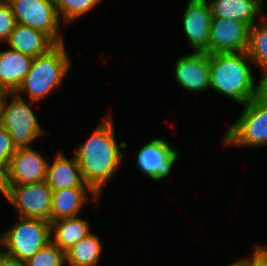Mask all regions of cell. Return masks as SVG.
Returning a JSON list of instances; mask_svg holds the SVG:
<instances>
[{
  "label": "cell",
  "mask_w": 267,
  "mask_h": 266,
  "mask_svg": "<svg viewBox=\"0 0 267 266\" xmlns=\"http://www.w3.org/2000/svg\"><path fill=\"white\" fill-rule=\"evenodd\" d=\"M17 147L13 144L8 131L0 125V173L3 174L9 165Z\"/></svg>",
  "instance_id": "25"
},
{
  "label": "cell",
  "mask_w": 267,
  "mask_h": 266,
  "mask_svg": "<svg viewBox=\"0 0 267 266\" xmlns=\"http://www.w3.org/2000/svg\"><path fill=\"white\" fill-rule=\"evenodd\" d=\"M250 29L251 27L242 21L212 18L209 54L247 51Z\"/></svg>",
  "instance_id": "13"
},
{
  "label": "cell",
  "mask_w": 267,
  "mask_h": 266,
  "mask_svg": "<svg viewBox=\"0 0 267 266\" xmlns=\"http://www.w3.org/2000/svg\"><path fill=\"white\" fill-rule=\"evenodd\" d=\"M103 250L101 238L92 231L65 253L66 266H99Z\"/></svg>",
  "instance_id": "20"
},
{
  "label": "cell",
  "mask_w": 267,
  "mask_h": 266,
  "mask_svg": "<svg viewBox=\"0 0 267 266\" xmlns=\"http://www.w3.org/2000/svg\"><path fill=\"white\" fill-rule=\"evenodd\" d=\"M212 11L207 0H187L182 29L192 52L209 54Z\"/></svg>",
  "instance_id": "11"
},
{
  "label": "cell",
  "mask_w": 267,
  "mask_h": 266,
  "mask_svg": "<svg viewBox=\"0 0 267 266\" xmlns=\"http://www.w3.org/2000/svg\"><path fill=\"white\" fill-rule=\"evenodd\" d=\"M212 18H226L242 21L252 27L267 15L265 0H207ZM266 3V4H265Z\"/></svg>",
  "instance_id": "15"
},
{
  "label": "cell",
  "mask_w": 267,
  "mask_h": 266,
  "mask_svg": "<svg viewBox=\"0 0 267 266\" xmlns=\"http://www.w3.org/2000/svg\"><path fill=\"white\" fill-rule=\"evenodd\" d=\"M254 68L247 51L209 54L210 90L245 105L253 98Z\"/></svg>",
  "instance_id": "2"
},
{
  "label": "cell",
  "mask_w": 267,
  "mask_h": 266,
  "mask_svg": "<svg viewBox=\"0 0 267 266\" xmlns=\"http://www.w3.org/2000/svg\"><path fill=\"white\" fill-rule=\"evenodd\" d=\"M38 104L19 96L16 92L7 93L0 125L8 131L17 148L33 147L32 144L43 138L46 133L32 108Z\"/></svg>",
  "instance_id": "5"
},
{
  "label": "cell",
  "mask_w": 267,
  "mask_h": 266,
  "mask_svg": "<svg viewBox=\"0 0 267 266\" xmlns=\"http://www.w3.org/2000/svg\"><path fill=\"white\" fill-rule=\"evenodd\" d=\"M239 259L244 266H267V244H254L251 256L245 254Z\"/></svg>",
  "instance_id": "26"
},
{
  "label": "cell",
  "mask_w": 267,
  "mask_h": 266,
  "mask_svg": "<svg viewBox=\"0 0 267 266\" xmlns=\"http://www.w3.org/2000/svg\"><path fill=\"white\" fill-rule=\"evenodd\" d=\"M257 69L261 74L260 78L254 79V93L252 100L267 102V67H257L254 70Z\"/></svg>",
  "instance_id": "27"
},
{
  "label": "cell",
  "mask_w": 267,
  "mask_h": 266,
  "mask_svg": "<svg viewBox=\"0 0 267 266\" xmlns=\"http://www.w3.org/2000/svg\"><path fill=\"white\" fill-rule=\"evenodd\" d=\"M7 93L5 89L0 84V97H7Z\"/></svg>",
  "instance_id": "32"
},
{
  "label": "cell",
  "mask_w": 267,
  "mask_h": 266,
  "mask_svg": "<svg viewBox=\"0 0 267 266\" xmlns=\"http://www.w3.org/2000/svg\"><path fill=\"white\" fill-rule=\"evenodd\" d=\"M0 266H26V263L4 253L0 257Z\"/></svg>",
  "instance_id": "28"
},
{
  "label": "cell",
  "mask_w": 267,
  "mask_h": 266,
  "mask_svg": "<svg viewBox=\"0 0 267 266\" xmlns=\"http://www.w3.org/2000/svg\"><path fill=\"white\" fill-rule=\"evenodd\" d=\"M0 193L22 218L51 222L52 193L46 181L24 185H0Z\"/></svg>",
  "instance_id": "7"
},
{
  "label": "cell",
  "mask_w": 267,
  "mask_h": 266,
  "mask_svg": "<svg viewBox=\"0 0 267 266\" xmlns=\"http://www.w3.org/2000/svg\"><path fill=\"white\" fill-rule=\"evenodd\" d=\"M5 253L4 249V235L3 232L0 233V257Z\"/></svg>",
  "instance_id": "30"
},
{
  "label": "cell",
  "mask_w": 267,
  "mask_h": 266,
  "mask_svg": "<svg viewBox=\"0 0 267 266\" xmlns=\"http://www.w3.org/2000/svg\"><path fill=\"white\" fill-rule=\"evenodd\" d=\"M227 266H244L242 261L238 258L234 260L232 263L228 264Z\"/></svg>",
  "instance_id": "31"
},
{
  "label": "cell",
  "mask_w": 267,
  "mask_h": 266,
  "mask_svg": "<svg viewBox=\"0 0 267 266\" xmlns=\"http://www.w3.org/2000/svg\"><path fill=\"white\" fill-rule=\"evenodd\" d=\"M247 53L255 68L267 67V15L251 27Z\"/></svg>",
  "instance_id": "21"
},
{
  "label": "cell",
  "mask_w": 267,
  "mask_h": 266,
  "mask_svg": "<svg viewBox=\"0 0 267 266\" xmlns=\"http://www.w3.org/2000/svg\"><path fill=\"white\" fill-rule=\"evenodd\" d=\"M3 231L5 254L26 262L51 241V222L22 218Z\"/></svg>",
  "instance_id": "6"
},
{
  "label": "cell",
  "mask_w": 267,
  "mask_h": 266,
  "mask_svg": "<svg viewBox=\"0 0 267 266\" xmlns=\"http://www.w3.org/2000/svg\"><path fill=\"white\" fill-rule=\"evenodd\" d=\"M109 111L88 138L73 148L84 182L100 197H103L105 186L122 168L126 156L123 150L127 148L125 141H117L114 115L112 110Z\"/></svg>",
  "instance_id": "1"
},
{
  "label": "cell",
  "mask_w": 267,
  "mask_h": 266,
  "mask_svg": "<svg viewBox=\"0 0 267 266\" xmlns=\"http://www.w3.org/2000/svg\"><path fill=\"white\" fill-rule=\"evenodd\" d=\"M48 161L34 147H20L12 156L0 185H24L46 181Z\"/></svg>",
  "instance_id": "10"
},
{
  "label": "cell",
  "mask_w": 267,
  "mask_h": 266,
  "mask_svg": "<svg viewBox=\"0 0 267 266\" xmlns=\"http://www.w3.org/2000/svg\"><path fill=\"white\" fill-rule=\"evenodd\" d=\"M66 43L55 44L46 53L33 59L31 68L16 93L28 100L42 103L65 83L71 72L72 61Z\"/></svg>",
  "instance_id": "3"
},
{
  "label": "cell",
  "mask_w": 267,
  "mask_h": 266,
  "mask_svg": "<svg viewBox=\"0 0 267 266\" xmlns=\"http://www.w3.org/2000/svg\"><path fill=\"white\" fill-rule=\"evenodd\" d=\"M241 107L240 115L224 131L221 145L226 149L267 147V102L250 100Z\"/></svg>",
  "instance_id": "4"
},
{
  "label": "cell",
  "mask_w": 267,
  "mask_h": 266,
  "mask_svg": "<svg viewBox=\"0 0 267 266\" xmlns=\"http://www.w3.org/2000/svg\"><path fill=\"white\" fill-rule=\"evenodd\" d=\"M46 183L52 191L89 186L84 182L74 153L67 157L62 150L56 152L51 163L48 162Z\"/></svg>",
  "instance_id": "16"
},
{
  "label": "cell",
  "mask_w": 267,
  "mask_h": 266,
  "mask_svg": "<svg viewBox=\"0 0 267 266\" xmlns=\"http://www.w3.org/2000/svg\"><path fill=\"white\" fill-rule=\"evenodd\" d=\"M6 99H7V97H0V123L2 120V115H3L4 105H5Z\"/></svg>",
  "instance_id": "29"
},
{
  "label": "cell",
  "mask_w": 267,
  "mask_h": 266,
  "mask_svg": "<svg viewBox=\"0 0 267 266\" xmlns=\"http://www.w3.org/2000/svg\"><path fill=\"white\" fill-rule=\"evenodd\" d=\"M16 18L7 0H0V43L4 44L16 25Z\"/></svg>",
  "instance_id": "24"
},
{
  "label": "cell",
  "mask_w": 267,
  "mask_h": 266,
  "mask_svg": "<svg viewBox=\"0 0 267 266\" xmlns=\"http://www.w3.org/2000/svg\"><path fill=\"white\" fill-rule=\"evenodd\" d=\"M105 0H55L59 19L64 25L74 24L76 20L95 10Z\"/></svg>",
  "instance_id": "22"
},
{
  "label": "cell",
  "mask_w": 267,
  "mask_h": 266,
  "mask_svg": "<svg viewBox=\"0 0 267 266\" xmlns=\"http://www.w3.org/2000/svg\"><path fill=\"white\" fill-rule=\"evenodd\" d=\"M25 263L26 266H66V256L50 241Z\"/></svg>",
  "instance_id": "23"
},
{
  "label": "cell",
  "mask_w": 267,
  "mask_h": 266,
  "mask_svg": "<svg viewBox=\"0 0 267 266\" xmlns=\"http://www.w3.org/2000/svg\"><path fill=\"white\" fill-rule=\"evenodd\" d=\"M100 196L90 186L61 189L52 193L51 222L81 216L87 203L100 202Z\"/></svg>",
  "instance_id": "14"
},
{
  "label": "cell",
  "mask_w": 267,
  "mask_h": 266,
  "mask_svg": "<svg viewBox=\"0 0 267 266\" xmlns=\"http://www.w3.org/2000/svg\"><path fill=\"white\" fill-rule=\"evenodd\" d=\"M176 148L165 137H153L137 150L135 168L154 182L163 181L170 177L174 165L181 159Z\"/></svg>",
  "instance_id": "9"
},
{
  "label": "cell",
  "mask_w": 267,
  "mask_h": 266,
  "mask_svg": "<svg viewBox=\"0 0 267 266\" xmlns=\"http://www.w3.org/2000/svg\"><path fill=\"white\" fill-rule=\"evenodd\" d=\"M1 180H2V174L0 173V184H1Z\"/></svg>",
  "instance_id": "33"
},
{
  "label": "cell",
  "mask_w": 267,
  "mask_h": 266,
  "mask_svg": "<svg viewBox=\"0 0 267 266\" xmlns=\"http://www.w3.org/2000/svg\"><path fill=\"white\" fill-rule=\"evenodd\" d=\"M16 22L46 34L55 44L65 42L55 0H7Z\"/></svg>",
  "instance_id": "8"
},
{
  "label": "cell",
  "mask_w": 267,
  "mask_h": 266,
  "mask_svg": "<svg viewBox=\"0 0 267 266\" xmlns=\"http://www.w3.org/2000/svg\"><path fill=\"white\" fill-rule=\"evenodd\" d=\"M5 46L35 58L46 53L55 43L43 32L16 23Z\"/></svg>",
  "instance_id": "18"
},
{
  "label": "cell",
  "mask_w": 267,
  "mask_h": 266,
  "mask_svg": "<svg viewBox=\"0 0 267 266\" xmlns=\"http://www.w3.org/2000/svg\"><path fill=\"white\" fill-rule=\"evenodd\" d=\"M33 59L9 47L0 50V84L6 92L14 93L19 89Z\"/></svg>",
  "instance_id": "17"
},
{
  "label": "cell",
  "mask_w": 267,
  "mask_h": 266,
  "mask_svg": "<svg viewBox=\"0 0 267 266\" xmlns=\"http://www.w3.org/2000/svg\"><path fill=\"white\" fill-rule=\"evenodd\" d=\"M85 217L64 218L51 222V241L64 253L93 230Z\"/></svg>",
  "instance_id": "19"
},
{
  "label": "cell",
  "mask_w": 267,
  "mask_h": 266,
  "mask_svg": "<svg viewBox=\"0 0 267 266\" xmlns=\"http://www.w3.org/2000/svg\"><path fill=\"white\" fill-rule=\"evenodd\" d=\"M175 60L173 75L178 86L195 95L210 90L208 53L189 52Z\"/></svg>",
  "instance_id": "12"
}]
</instances>
